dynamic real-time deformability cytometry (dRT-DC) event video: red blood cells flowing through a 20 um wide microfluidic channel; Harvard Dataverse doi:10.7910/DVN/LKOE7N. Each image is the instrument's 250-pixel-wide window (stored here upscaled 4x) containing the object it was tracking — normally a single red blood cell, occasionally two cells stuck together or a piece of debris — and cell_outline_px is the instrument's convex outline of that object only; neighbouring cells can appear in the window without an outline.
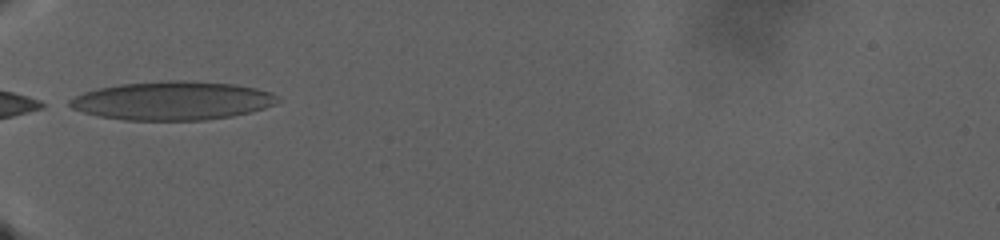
{"species": "human", "species_latin": "Homo sapiens", "temperature_condition": "warm", "stored_images_in_passage": 77, "camera_frame_rate_fps": 3000, "um_per_image_px": 0.085, "donor": {"sex": "male"}, "frame": {"image": 1, "passage_image": 1, "time_ms": 0.0, "image_size_px": [1000, 240], "cell_outline_px": [[280, 100], [276, 104], [264, 108], [232, 116], [204, 120], [124, 120], [96, 116], [72, 108], [68, 104], [68, 100], [84, 92], [96, 88], [120, 84], [160, 80], [184, 80], [236, 84], [256, 88], [272, 92]], "centroid_in_image_um": [14.64, 8.55], "position_along_channel_um": 70.4, "area_um2": 47.05}}
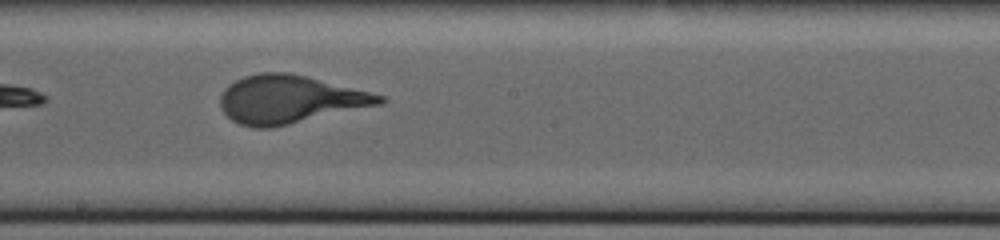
{"frame": {"image": 2, "passage_image": 29, "time_ms": 9.333, "image_size_px": [1000, 240], "cell_outline_px": [[388, 100], [380, 104], [272, 128], [252, 128], [240, 124], [232, 120], [220, 108], [220, 96], [224, 88], [228, 84], [244, 76], [260, 72], [288, 72], [308, 76], [384, 96]], "centroid_in_image_um": [24.57, 8.44], "position_along_channel_um": 223.6, "area_um2": 44.51}}
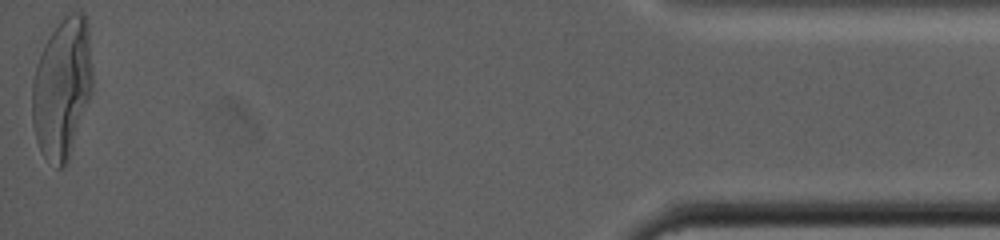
{"frame": {"image": 3, "passage_image": 77, "time_ms": 25.333, "image_size_px": [1000, 240], "cell_outline_px": [[92, 92], [68, 164], [64, 168], [56, 168], [40, 152], [36, 140], [32, 124], [32, 80], [36, 64], [44, 44], [52, 32], [72, 12], [80, 12], [88, 20], [92, 68]], "centroid_in_image_um": [5.28, 7.57], "position_along_channel_um": 429.9, "area_um2": 49.77}}